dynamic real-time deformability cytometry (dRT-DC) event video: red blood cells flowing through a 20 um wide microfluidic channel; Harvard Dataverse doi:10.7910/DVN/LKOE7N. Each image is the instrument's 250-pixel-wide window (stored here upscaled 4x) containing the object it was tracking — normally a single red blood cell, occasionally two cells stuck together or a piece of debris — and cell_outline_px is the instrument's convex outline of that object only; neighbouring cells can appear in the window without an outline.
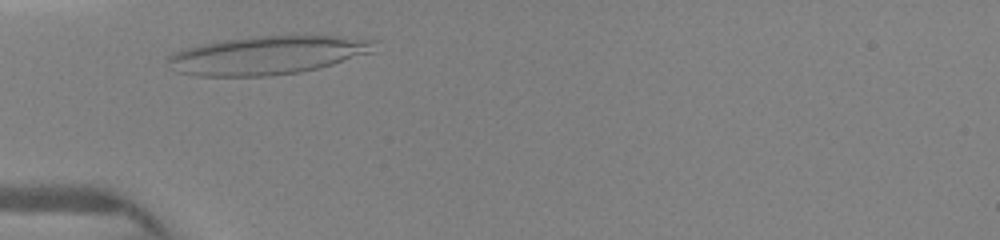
{"species": "human", "species_latin": "Homo sapiens", "temperature_condition": "warm", "stored_images_in_passage": 6, "camera_frame_rate_fps": 3000, "um_per_image_px": 0.085, "donor": {"sex": "female"}, "frame": {"image": 1, "passage_image": 3, "time_ms": 1.0, "image_size_px": [1000, 240], "cell_outline_px": [[380, 40], [372, 52], [332, 64], [300, 72], [272, 76], [196, 76], [176, 72], [168, 60], [168, 56], [172, 52], [184, 48], [200, 44], [248, 36], [340, 36]], "centroid_in_image_um": [22.73, 4.69], "position_along_channel_um": 62.3, "area_um2": 46.36}}
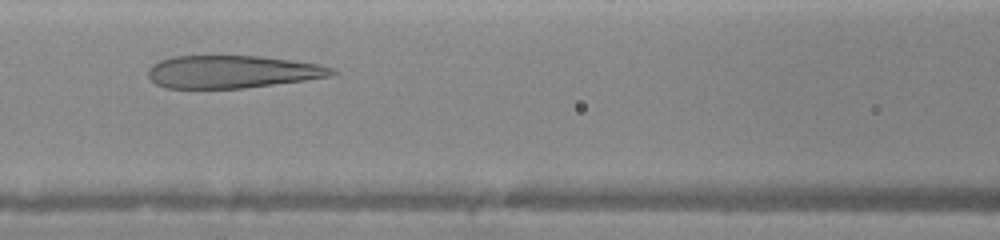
{"frame": {"image": 2, "passage_image": 6, "time_ms": 3.0, "image_size_px": [1000, 240], "cell_outline_px": [[336, 72], [328, 76], [304, 80], [244, 88], [164, 88], [156, 84], [148, 76], [148, 68], [152, 64], [160, 60], [172, 56], [260, 56], [292, 60], [316, 64], [332, 68]], "centroid_in_image_um": [19.66, 6.1], "position_along_channel_um": 146.9, "area_um2": 34.74}}